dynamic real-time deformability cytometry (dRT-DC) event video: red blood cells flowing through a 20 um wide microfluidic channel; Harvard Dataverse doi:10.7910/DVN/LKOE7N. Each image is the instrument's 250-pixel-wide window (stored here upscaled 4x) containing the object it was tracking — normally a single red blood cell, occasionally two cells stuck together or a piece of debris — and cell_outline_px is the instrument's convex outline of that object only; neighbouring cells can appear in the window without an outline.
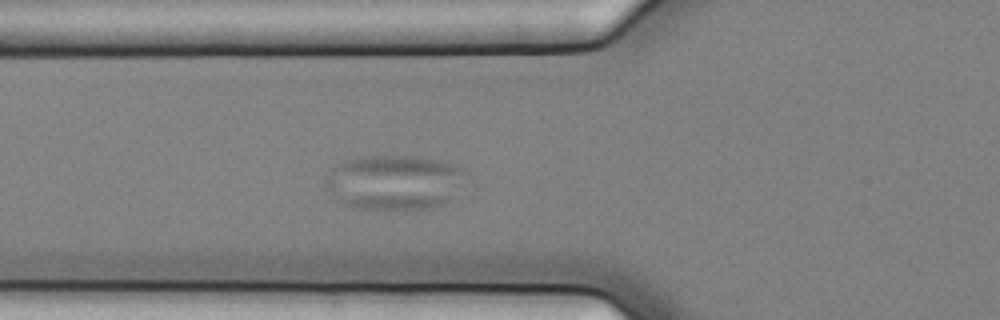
{"species": "common noctule bat (a hibernating species)", "species_latin": "Nyctalus noctula", "temperature_condition": "cold", "stored_images_in_passage": 53, "camera_frame_rate_fps": 3000, "um_per_image_px": 0.085, "animal": {"sex": "female", "body_mass_g": 25.1}, "frame": {"image": 1, "passage_image": 21, "time_ms": 6.667, "image_size_px": [1000, 320], "cell_outline_px": [[468, 176], [452, 200], [444, 204], [432, 208], [360, 208], [344, 204], [328, 196], [324, 184], [324, 176], [332, 168], [344, 160], [360, 156], [420, 156], [452, 164], [464, 168], [468, 172]], "centroid_in_image_um": [33.51, 15.48], "position_along_channel_um": 92.3, "area_um2": 45.55}}
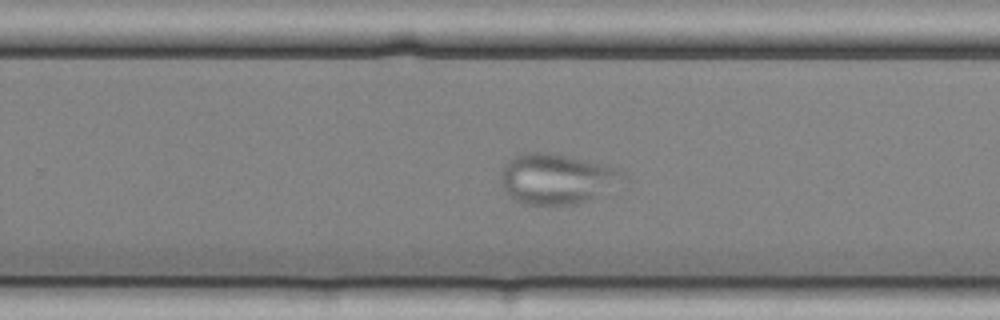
{"frame": {"image": 2, "passage_image": 37, "time_ms": 12.0, "image_size_px": [1000, 320], "cell_outline_px": [[628, 180], [576, 204], [548, 208], [524, 204], [516, 200], [504, 192], [500, 180], [500, 172], [508, 160], [516, 156], [528, 152], [548, 152], [620, 168], [628, 176]], "centroid_in_image_um": [47.3, 15.23], "position_along_channel_um": 282.5, "area_um2": 36.36}}
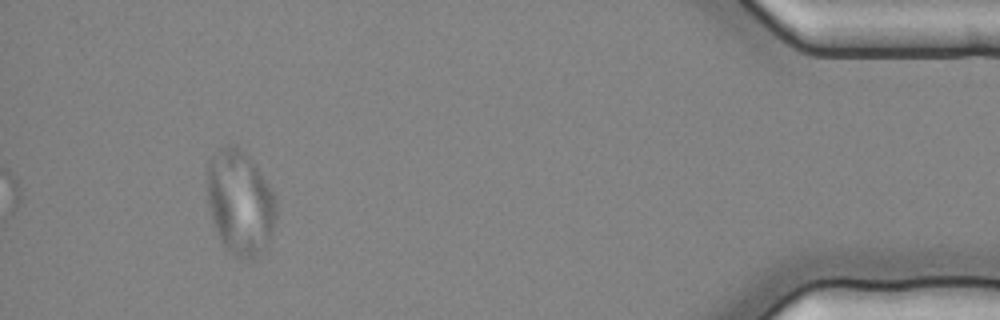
{"frame": {"image": 3, "passage_image": 53, "time_ms": 17.333, "image_size_px": [1000, 320], "cell_outline_px": [[276, 216], [268, 248], [252, 260], [240, 260], [220, 240], [216, 232], [212, 220], [208, 204], [208, 160], [224, 144], [232, 144], [244, 152], [248, 156], [268, 184], [276, 196]], "centroid_in_image_um": [20.42, 17.25], "position_along_channel_um": 414.8, "area_um2": 42.19}}